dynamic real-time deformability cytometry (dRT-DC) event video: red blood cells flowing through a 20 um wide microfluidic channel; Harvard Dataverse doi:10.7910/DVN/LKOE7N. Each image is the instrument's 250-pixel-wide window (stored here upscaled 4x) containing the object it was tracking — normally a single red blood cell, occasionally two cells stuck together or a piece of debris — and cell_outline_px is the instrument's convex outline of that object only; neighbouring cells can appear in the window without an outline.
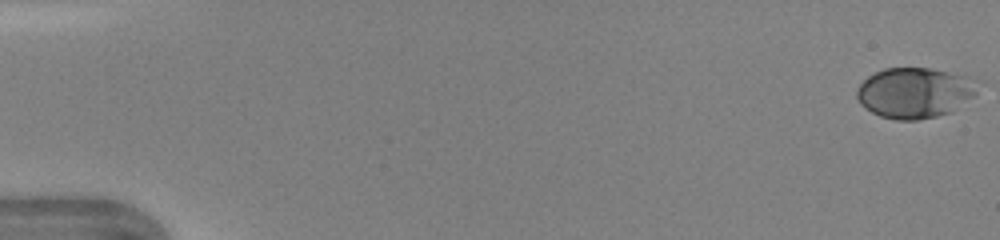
{"species": "human", "species_latin": "Homo sapiens", "temperature_condition": "warm", "stored_images_in_passage": 47, "camera_frame_rate_fps": 3000, "um_per_image_px": 0.085, "donor": {"sex": "female"}, "frame": {"image": 1, "passage_image": 1, "time_ms": 0.0, "image_size_px": [1000, 240], "cell_outline_px": [[984, 80], [976, 96], [952, 112], [936, 116], [916, 120], [896, 120], [880, 116], [864, 108], [860, 104], [856, 96], [856, 92], [860, 84], [868, 76], [884, 68], [932, 68], [972, 76]], "centroid_in_image_um": [77.86, 7.87], "position_along_channel_um": 7.1, "area_um2": 36.59}}
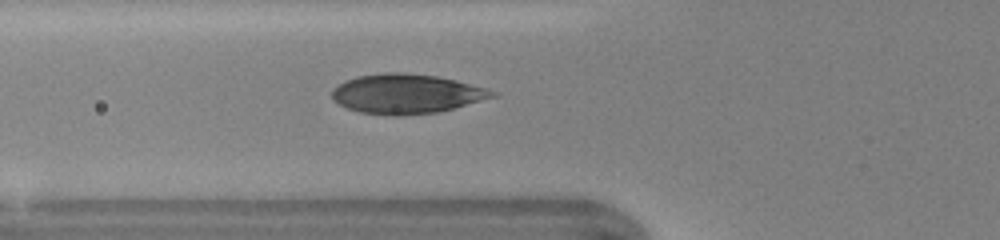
{"frame": {"image": 2, "passage_image": 18, "time_ms": 5.667, "image_size_px": [1000, 240], "cell_outline_px": [[500, 96], [436, 112], [400, 116], [392, 116], [360, 112], [348, 108], [332, 100], [332, 88], [344, 80], [356, 76], [384, 72], [400, 72], [436, 76], [456, 80], [484, 88], [496, 92]], "centroid_in_image_um": [34.51, 7.97], "position_along_channel_um": 91.3, "area_um2": 36.99}}
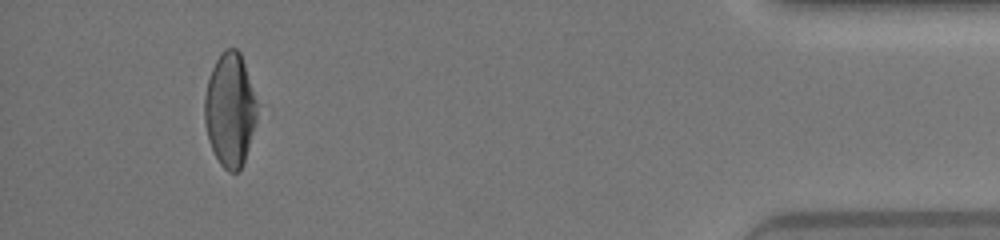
{"frame": {"image": 3, "passage_image": 44, "time_ms": 14.333, "image_size_px": [1000, 240], "cell_outline_px": [[256, 120], [244, 160], [240, 168], [236, 172], [228, 172], [220, 164], [208, 140], [204, 120], [204, 96], [208, 80], [212, 68], [216, 60], [224, 48], [236, 48], [240, 52], [256, 100]], "centroid_in_image_um": [19.52, 9.32], "position_along_channel_um": 415.7, "area_um2": 34.33}, "authors_computed_cell_mechanics": {"area_um2": 36.5296, "velocity_mm_per_s": 4.3761, "shape_relaxation_time_tau1_ms": 4.6709, "shape_relaxation_time_tau2_ms": null, "deformation_change_tau1": 0.1906, "deformation_change_tau2": null}}